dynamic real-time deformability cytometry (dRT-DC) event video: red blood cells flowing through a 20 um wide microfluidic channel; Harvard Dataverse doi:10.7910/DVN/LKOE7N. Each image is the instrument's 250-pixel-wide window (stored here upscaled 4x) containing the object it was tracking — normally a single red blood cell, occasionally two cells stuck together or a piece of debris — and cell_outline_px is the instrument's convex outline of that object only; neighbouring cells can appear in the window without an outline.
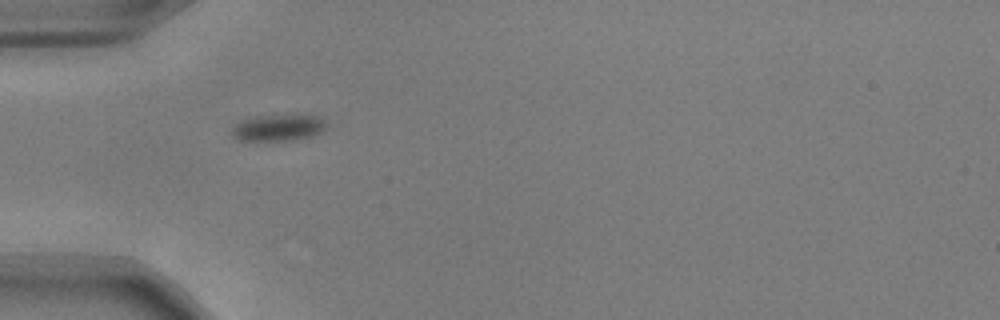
{"species": "common noctule bat (a hibernating species)", "species_latin": "Nyctalus noctula", "temperature_condition": "warm", "stored_images_in_passage": 39, "camera_frame_rate_fps": 3000, "um_per_image_px": 0.085, "animal": {"sex": "male", "body_mass_g": 17.9, "forearm_length_mm": 54.2}, "frame": {"image": 1, "passage_image": 1, "time_ms": 0.0, "image_size_px": [1000, 320], "cell_outline_px": [[328, 128], [312, 136], [292, 140], [236, 140], [232, 136], [232, 128], [240, 120], [256, 116], [292, 112], [316, 116], [324, 120], [328, 124]], "centroid_in_image_um": [23.69, 10.8], "position_along_channel_um": 61.3, "area_um2": 15.26}}
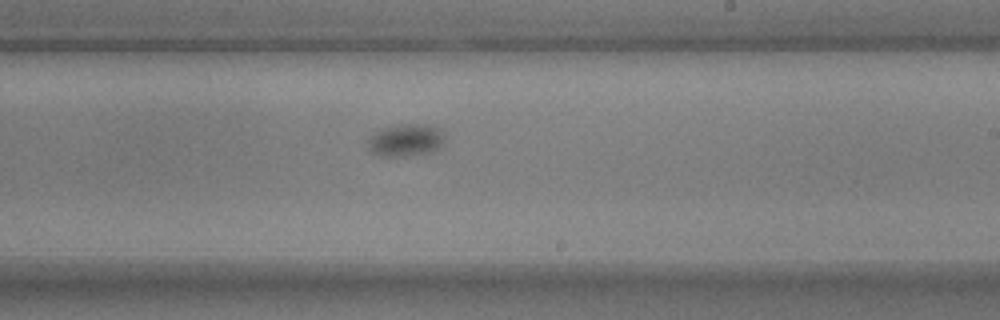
{"frame": {"image": 2, "passage_image": 17, "time_ms": 5.333, "image_size_px": [1000, 320], "cell_outline_px": [[444, 140], [440, 148], [432, 152], [408, 156], [380, 156], [372, 152], [368, 148], [368, 140], [376, 132], [384, 128], [396, 124], [424, 124], [440, 128], [444, 132]], "centroid_in_image_um": [34.53, 11.91], "position_along_channel_um": 254.5, "area_um2": 14.62}}
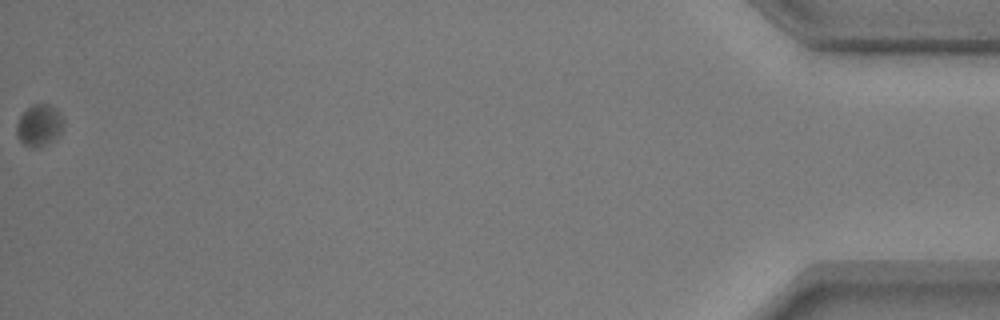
{"frame": {"image": 3, "passage_image": 39, "time_ms": 12.667, "image_size_px": [1000, 320], "cell_outline_px": [[64, 120], [60, 132], [52, 140], [36, 148], [24, 144], [20, 140], [16, 132], [16, 124], [20, 116], [32, 104], [48, 104], [56, 108]], "centroid_in_image_um": [3.32, 10.62], "position_along_channel_um": 431.9, "area_um2": 11.1}, "authors_computed_cell_mechanics": {"area_um2": 14.2188, "velocity_mm_per_s": 3.6928, "shape_relaxation_time_tau1_ms": 3.4578, "shape_relaxation_time_tau2_ms": null, "deformation_change_tau1": 0.1402, "deformation_change_tau2": null}}